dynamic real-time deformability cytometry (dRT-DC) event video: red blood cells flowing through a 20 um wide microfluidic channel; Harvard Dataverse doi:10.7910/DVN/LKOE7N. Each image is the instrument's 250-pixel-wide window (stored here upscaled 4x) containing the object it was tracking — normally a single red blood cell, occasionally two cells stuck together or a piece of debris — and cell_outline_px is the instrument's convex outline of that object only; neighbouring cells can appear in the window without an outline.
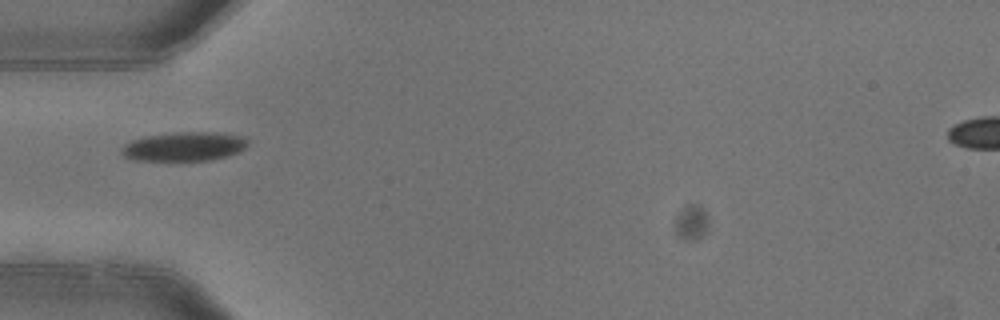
{"species": "common noctule bat (a hibernating species)", "species_latin": "Nyctalus noctula", "temperature_condition": "warm", "stored_images_in_passage": 1, "camera_frame_rate_fps": 3000, "um_per_image_px": 0.085, "animal": {"sex": "female"}, "frame": {"image": 1, "passage_image": 1, "time_ms": 0.0, "image_size_px": [1000, 320], "cell_outline_px": [[248, 144], [244, 148], [236, 152], [212, 160], [132, 160], [124, 156], [120, 152], [120, 148], [124, 144], [132, 140], [144, 136], [176, 132], [220, 132], [244, 136], [248, 140]], "centroid_in_image_um": [15.62, 12.44], "position_along_channel_um": 69.4, "area_um2": 21.44}}